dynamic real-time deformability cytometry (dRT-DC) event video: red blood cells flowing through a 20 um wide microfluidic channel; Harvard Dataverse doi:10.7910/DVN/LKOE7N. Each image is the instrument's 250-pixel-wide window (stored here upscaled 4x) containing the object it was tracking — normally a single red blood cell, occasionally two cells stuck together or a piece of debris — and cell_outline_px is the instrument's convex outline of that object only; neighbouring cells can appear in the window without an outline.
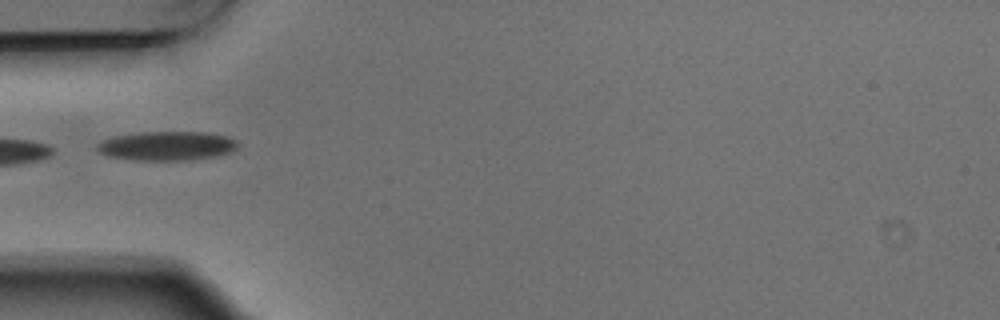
{"species": "Egyptian fruit bat (a non-hibernating species)", "species_latin": "Rousettus aegyptiacus", "temperature_condition": "warm", "stored_images_in_passage": 5, "camera_frame_rate_fps": 3000, "um_per_image_px": 0.085, "animal": {"sex": "male"}, "frame": {"image": 1, "passage_image": 2, "time_ms": 0.333, "image_size_px": [1000, 320], "cell_outline_px": [[236, 148], [232, 152], [216, 156], [192, 160], [136, 160], [108, 156], [100, 152], [96, 148], [96, 144], [112, 136], [140, 132], [208, 132], [228, 136], [236, 140]], "centroid_in_image_um": [14.19, 12.39], "position_along_channel_um": 70.8, "area_um2": 23.99}}
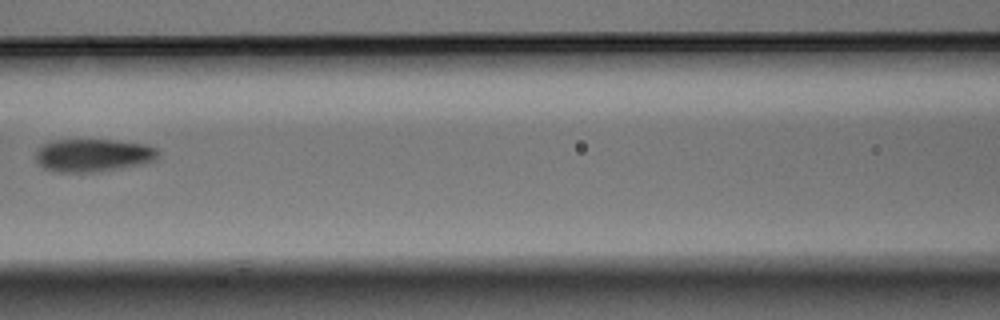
{"frame": {"image": 2, "passage_image": 4, "time_ms": 1.0, "image_size_px": [1000, 320], "cell_outline_px": [[160, 156], [156, 160], [144, 164], [100, 172], [52, 172], [36, 164], [36, 148], [52, 140], [112, 140], [144, 144], [156, 148], [160, 152]], "centroid_in_image_um": [7.91, 13.21], "position_along_channel_um": 158.7, "area_um2": 23.93}}
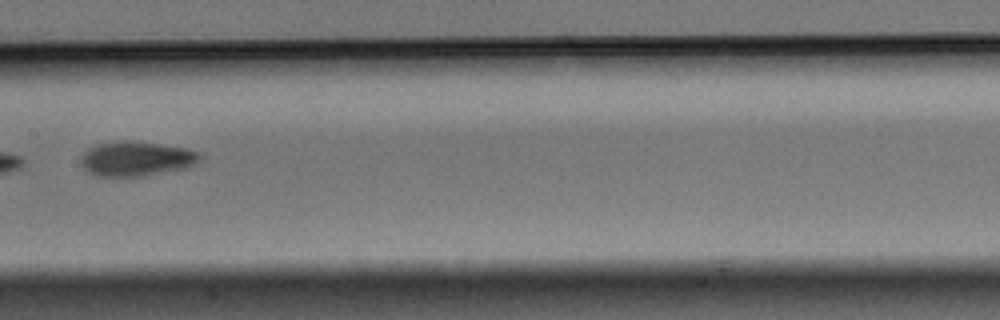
{"frame": {"image": 3, "passage_image": 5, "time_ms": 1.333, "image_size_px": [1000, 320], "cell_outline_px": [[200, 160], [196, 164], [188, 168], [140, 176], [96, 176], [88, 172], [80, 164], [84, 152], [88, 148], [96, 144], [120, 140], [132, 140], [188, 148], [200, 152]], "centroid_in_image_um": [11.6, 13.48], "position_along_channel_um": 195.8, "area_um2": 24.28}}